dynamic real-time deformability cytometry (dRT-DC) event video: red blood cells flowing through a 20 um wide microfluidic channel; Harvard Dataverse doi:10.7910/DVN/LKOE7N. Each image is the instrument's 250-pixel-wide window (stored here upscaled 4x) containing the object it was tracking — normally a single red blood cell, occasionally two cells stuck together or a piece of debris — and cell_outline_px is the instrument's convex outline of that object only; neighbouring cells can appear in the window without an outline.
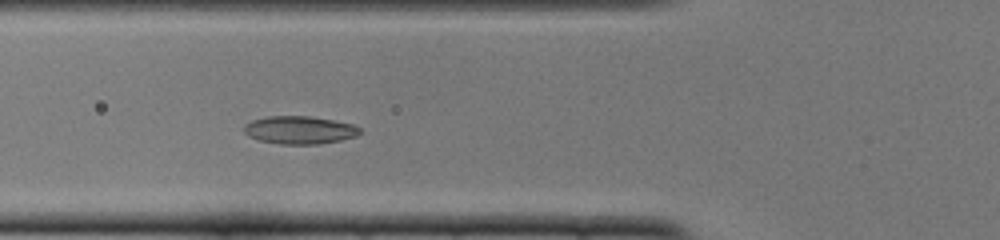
{"species": "common noctule bat (a hibernating species)", "species_latin": "Nyctalus noctula", "temperature_condition": "cold", "stored_images_in_passage": 46, "camera_frame_rate_fps": 3000, "um_per_image_px": 0.085, "animal": {"sex": "female", "body_mass_g": 22.0, "forearm_length_mm": 56.7}, "frame": {"image": 1, "passage_image": 13, "time_ms": 4.0, "image_size_px": [1000, 240], "cell_outline_px": [[360, 132], [356, 136], [340, 140], [320, 144], [280, 144], [260, 140], [248, 136], [244, 132], [244, 124], [252, 120], [268, 116], [308, 116], [332, 120], [352, 124], [360, 128]], "centroid_in_image_um": [25.44, 11.05], "position_along_channel_um": 100.4, "area_um2": 18.73}}
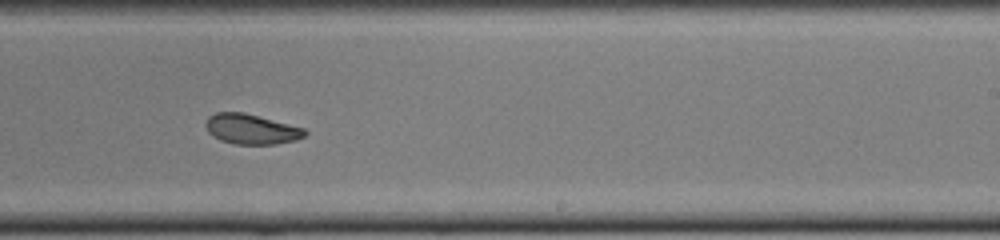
{"frame": {"image": 2, "passage_image": 26, "time_ms": 8.333, "image_size_px": [1000, 240], "cell_outline_px": [[308, 132], [304, 136], [296, 140], [276, 144], [232, 144], [220, 140], [212, 136], [208, 132], [204, 124], [208, 116], [216, 112], [244, 112], [304, 128]], "centroid_in_image_um": [21.32, 10.97], "position_along_channel_um": 267.7, "area_um2": 17.51}}
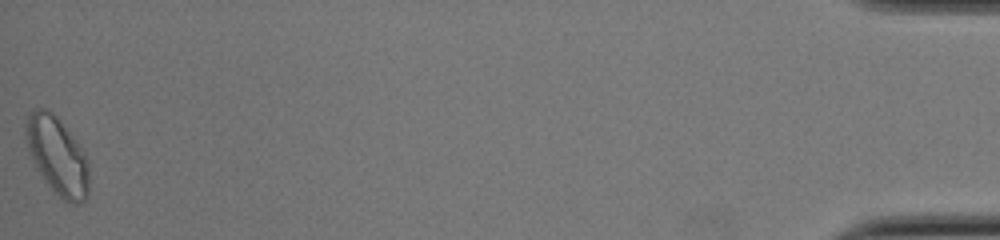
{"frame": {"image": 3, "passage_image": 46, "time_ms": 15.0, "image_size_px": [1000, 240], "cell_outline_px": [[88, 196], [80, 204], [72, 204], [64, 200], [48, 184], [36, 168], [28, 152], [24, 136], [24, 124], [28, 112], [32, 108], [48, 108], [56, 116], [76, 140], [84, 152], [88, 160]], "centroid_in_image_um": [4.83, 13.19], "position_along_channel_um": 430.4, "area_um2": 28.9}, "authors_computed_cell_mechanics": {"area_um2": 18.7272, "velocity_mm_per_s": 3.8653, "shape_relaxation_time_tau1_ms": 7.4348, "shape_relaxation_time_tau2_ms": 4.2561, "deformation_change_tau1": 0.138, "deformation_change_tau2": 0.0875}}